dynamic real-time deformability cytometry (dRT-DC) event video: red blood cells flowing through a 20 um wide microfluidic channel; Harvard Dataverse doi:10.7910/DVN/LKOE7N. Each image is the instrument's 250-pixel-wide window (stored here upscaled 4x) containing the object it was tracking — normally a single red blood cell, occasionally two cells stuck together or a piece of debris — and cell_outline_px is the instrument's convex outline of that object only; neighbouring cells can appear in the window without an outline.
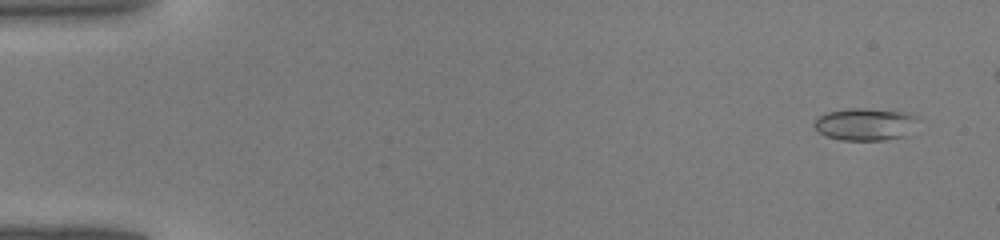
{"species": "common noctule bat (a hibernating species)", "species_latin": "Nyctalus noctula", "temperature_condition": "warm", "stored_images_in_passage": 41, "camera_frame_rate_fps": 3000, "um_per_image_px": 0.085, "animal": {"sex": "male", "body_mass_g": 19.0, "forearm_length_mm": 50.8}, "frame": {"image": 1, "passage_image": 3, "time_ms": 0.667, "image_size_px": [1000, 240], "cell_outline_px": [[916, 116], [904, 136], [884, 140], [840, 140], [824, 136], [816, 128], [816, 120], [820, 116], [828, 112], [852, 108], [864, 108], [908, 112]], "centroid_in_image_um": [73.48, 10.56], "position_along_channel_um": 11.5, "area_um2": 18.96}}
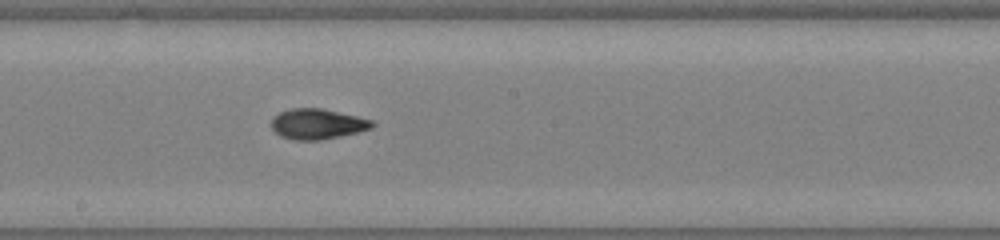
{"frame": {"image": 2, "passage_image": 25, "time_ms": 8.0, "image_size_px": [1000, 240], "cell_outline_px": [[376, 124], [372, 128], [340, 136], [320, 140], [292, 140], [280, 136], [272, 128], [272, 116], [280, 112], [292, 108], [324, 108], [372, 120]], "centroid_in_image_um": [26.97, 10.53], "position_along_channel_um": 221.2, "area_um2": 17.86}}
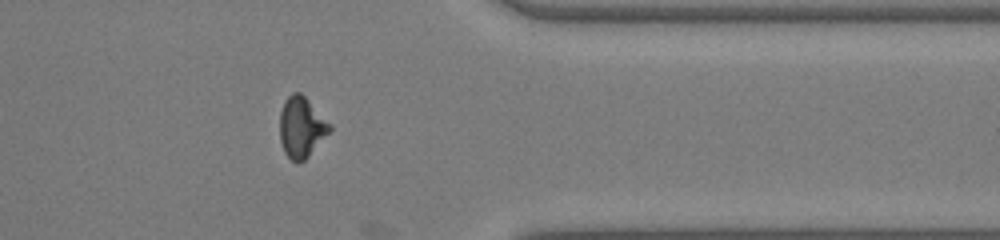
{"frame": {"image": 3, "passage_image": 36, "time_ms": 11.667, "image_size_px": [1000, 240], "cell_outline_px": [[332, 128], [308, 156], [304, 160], [296, 164], [284, 152], [280, 140], [280, 112], [284, 100], [292, 92], [300, 92], [332, 124]], "centroid_in_image_um": [25.61, 10.8], "position_along_channel_um": 385.8, "area_um2": 17.57}}